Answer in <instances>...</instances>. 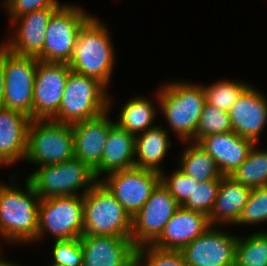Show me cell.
I'll list each match as a JSON object with an SVG mask.
<instances>
[{
	"instance_id": "obj_32",
	"label": "cell",
	"mask_w": 267,
	"mask_h": 266,
	"mask_svg": "<svg viewBox=\"0 0 267 266\" xmlns=\"http://www.w3.org/2000/svg\"><path fill=\"white\" fill-rule=\"evenodd\" d=\"M221 178L194 183L192 196L182 205L184 209L209 216L218 194Z\"/></svg>"
},
{
	"instance_id": "obj_1",
	"label": "cell",
	"mask_w": 267,
	"mask_h": 266,
	"mask_svg": "<svg viewBox=\"0 0 267 266\" xmlns=\"http://www.w3.org/2000/svg\"><path fill=\"white\" fill-rule=\"evenodd\" d=\"M25 188L0 182V238L9 244L36 241L40 197L26 179Z\"/></svg>"
},
{
	"instance_id": "obj_33",
	"label": "cell",
	"mask_w": 267,
	"mask_h": 266,
	"mask_svg": "<svg viewBox=\"0 0 267 266\" xmlns=\"http://www.w3.org/2000/svg\"><path fill=\"white\" fill-rule=\"evenodd\" d=\"M267 222V186L251 189L247 203L236 222L238 225Z\"/></svg>"
},
{
	"instance_id": "obj_21",
	"label": "cell",
	"mask_w": 267,
	"mask_h": 266,
	"mask_svg": "<svg viewBox=\"0 0 267 266\" xmlns=\"http://www.w3.org/2000/svg\"><path fill=\"white\" fill-rule=\"evenodd\" d=\"M31 121L24 113L3 108L0 110V165H13L27 152V131Z\"/></svg>"
},
{
	"instance_id": "obj_9",
	"label": "cell",
	"mask_w": 267,
	"mask_h": 266,
	"mask_svg": "<svg viewBox=\"0 0 267 266\" xmlns=\"http://www.w3.org/2000/svg\"><path fill=\"white\" fill-rule=\"evenodd\" d=\"M83 196H61L40 199L36 241L45 233L55 240L76 239L83 232Z\"/></svg>"
},
{
	"instance_id": "obj_22",
	"label": "cell",
	"mask_w": 267,
	"mask_h": 266,
	"mask_svg": "<svg viewBox=\"0 0 267 266\" xmlns=\"http://www.w3.org/2000/svg\"><path fill=\"white\" fill-rule=\"evenodd\" d=\"M135 135L116 123L109 129L107 142L100 165L94 170L99 180L101 174L132 168L135 166ZM100 177V178H99Z\"/></svg>"
},
{
	"instance_id": "obj_34",
	"label": "cell",
	"mask_w": 267,
	"mask_h": 266,
	"mask_svg": "<svg viewBox=\"0 0 267 266\" xmlns=\"http://www.w3.org/2000/svg\"><path fill=\"white\" fill-rule=\"evenodd\" d=\"M160 182L176 199V202L180 206L192 196L194 183H198V181H195L191 176L183 173L179 168L174 170L171 176H167L164 171L161 172Z\"/></svg>"
},
{
	"instance_id": "obj_38",
	"label": "cell",
	"mask_w": 267,
	"mask_h": 266,
	"mask_svg": "<svg viewBox=\"0 0 267 266\" xmlns=\"http://www.w3.org/2000/svg\"><path fill=\"white\" fill-rule=\"evenodd\" d=\"M0 266H19V264L15 262L12 263L8 259H1L0 257Z\"/></svg>"
},
{
	"instance_id": "obj_36",
	"label": "cell",
	"mask_w": 267,
	"mask_h": 266,
	"mask_svg": "<svg viewBox=\"0 0 267 266\" xmlns=\"http://www.w3.org/2000/svg\"><path fill=\"white\" fill-rule=\"evenodd\" d=\"M4 10L9 15L10 21L18 16L31 13L35 10L43 8H60L61 4L58 0H3Z\"/></svg>"
},
{
	"instance_id": "obj_37",
	"label": "cell",
	"mask_w": 267,
	"mask_h": 266,
	"mask_svg": "<svg viewBox=\"0 0 267 266\" xmlns=\"http://www.w3.org/2000/svg\"><path fill=\"white\" fill-rule=\"evenodd\" d=\"M4 68H3V45H0V110L5 108L4 101Z\"/></svg>"
},
{
	"instance_id": "obj_12",
	"label": "cell",
	"mask_w": 267,
	"mask_h": 266,
	"mask_svg": "<svg viewBox=\"0 0 267 266\" xmlns=\"http://www.w3.org/2000/svg\"><path fill=\"white\" fill-rule=\"evenodd\" d=\"M180 205L160 182L132 218L131 241L135 247L152 245Z\"/></svg>"
},
{
	"instance_id": "obj_29",
	"label": "cell",
	"mask_w": 267,
	"mask_h": 266,
	"mask_svg": "<svg viewBox=\"0 0 267 266\" xmlns=\"http://www.w3.org/2000/svg\"><path fill=\"white\" fill-rule=\"evenodd\" d=\"M245 81L221 80L211 85H203L206 102L221 110L229 111L242 92L249 86Z\"/></svg>"
},
{
	"instance_id": "obj_16",
	"label": "cell",
	"mask_w": 267,
	"mask_h": 266,
	"mask_svg": "<svg viewBox=\"0 0 267 266\" xmlns=\"http://www.w3.org/2000/svg\"><path fill=\"white\" fill-rule=\"evenodd\" d=\"M83 266H133L136 247L129 238L82 235Z\"/></svg>"
},
{
	"instance_id": "obj_6",
	"label": "cell",
	"mask_w": 267,
	"mask_h": 266,
	"mask_svg": "<svg viewBox=\"0 0 267 266\" xmlns=\"http://www.w3.org/2000/svg\"><path fill=\"white\" fill-rule=\"evenodd\" d=\"M26 179L40 199L84 196L99 181L94 171L75 157L59 164L36 168Z\"/></svg>"
},
{
	"instance_id": "obj_24",
	"label": "cell",
	"mask_w": 267,
	"mask_h": 266,
	"mask_svg": "<svg viewBox=\"0 0 267 266\" xmlns=\"http://www.w3.org/2000/svg\"><path fill=\"white\" fill-rule=\"evenodd\" d=\"M156 125L135 136V166L163 172L160 165L171 147L168 130Z\"/></svg>"
},
{
	"instance_id": "obj_35",
	"label": "cell",
	"mask_w": 267,
	"mask_h": 266,
	"mask_svg": "<svg viewBox=\"0 0 267 266\" xmlns=\"http://www.w3.org/2000/svg\"><path fill=\"white\" fill-rule=\"evenodd\" d=\"M52 264L57 266H83L80 238L55 240Z\"/></svg>"
},
{
	"instance_id": "obj_7",
	"label": "cell",
	"mask_w": 267,
	"mask_h": 266,
	"mask_svg": "<svg viewBox=\"0 0 267 266\" xmlns=\"http://www.w3.org/2000/svg\"><path fill=\"white\" fill-rule=\"evenodd\" d=\"M74 157L72 125L52 120L30 121L24 161L41 167L59 164Z\"/></svg>"
},
{
	"instance_id": "obj_18",
	"label": "cell",
	"mask_w": 267,
	"mask_h": 266,
	"mask_svg": "<svg viewBox=\"0 0 267 266\" xmlns=\"http://www.w3.org/2000/svg\"><path fill=\"white\" fill-rule=\"evenodd\" d=\"M109 111L96 118L72 124L74 156L93 171L101 163L109 129L115 124L108 118Z\"/></svg>"
},
{
	"instance_id": "obj_4",
	"label": "cell",
	"mask_w": 267,
	"mask_h": 266,
	"mask_svg": "<svg viewBox=\"0 0 267 266\" xmlns=\"http://www.w3.org/2000/svg\"><path fill=\"white\" fill-rule=\"evenodd\" d=\"M107 87L99 80L71 71L67 78L58 113L52 121L74 124L110 110Z\"/></svg>"
},
{
	"instance_id": "obj_8",
	"label": "cell",
	"mask_w": 267,
	"mask_h": 266,
	"mask_svg": "<svg viewBox=\"0 0 267 266\" xmlns=\"http://www.w3.org/2000/svg\"><path fill=\"white\" fill-rule=\"evenodd\" d=\"M78 5L65 4L50 17L42 50V61L69 63L72 58L77 34L92 17Z\"/></svg>"
},
{
	"instance_id": "obj_23",
	"label": "cell",
	"mask_w": 267,
	"mask_h": 266,
	"mask_svg": "<svg viewBox=\"0 0 267 266\" xmlns=\"http://www.w3.org/2000/svg\"><path fill=\"white\" fill-rule=\"evenodd\" d=\"M251 189L235 182L230 176L221 178L217 197L208 216L211 226L235 224L248 201Z\"/></svg>"
},
{
	"instance_id": "obj_11",
	"label": "cell",
	"mask_w": 267,
	"mask_h": 266,
	"mask_svg": "<svg viewBox=\"0 0 267 266\" xmlns=\"http://www.w3.org/2000/svg\"><path fill=\"white\" fill-rule=\"evenodd\" d=\"M100 181L133 218L160 183V173L136 166L111 172Z\"/></svg>"
},
{
	"instance_id": "obj_3",
	"label": "cell",
	"mask_w": 267,
	"mask_h": 266,
	"mask_svg": "<svg viewBox=\"0 0 267 266\" xmlns=\"http://www.w3.org/2000/svg\"><path fill=\"white\" fill-rule=\"evenodd\" d=\"M160 87L156 93L159 111L179 139L190 142L195 137L206 102L203 85L179 80Z\"/></svg>"
},
{
	"instance_id": "obj_26",
	"label": "cell",
	"mask_w": 267,
	"mask_h": 266,
	"mask_svg": "<svg viewBox=\"0 0 267 266\" xmlns=\"http://www.w3.org/2000/svg\"><path fill=\"white\" fill-rule=\"evenodd\" d=\"M186 143L182 156L180 157L179 169L191 176L195 181L205 182L217 178H222L223 175L217 168L214 159L203 150L197 143Z\"/></svg>"
},
{
	"instance_id": "obj_10",
	"label": "cell",
	"mask_w": 267,
	"mask_h": 266,
	"mask_svg": "<svg viewBox=\"0 0 267 266\" xmlns=\"http://www.w3.org/2000/svg\"><path fill=\"white\" fill-rule=\"evenodd\" d=\"M35 57L17 55L3 46L5 108L24 113L33 120Z\"/></svg>"
},
{
	"instance_id": "obj_19",
	"label": "cell",
	"mask_w": 267,
	"mask_h": 266,
	"mask_svg": "<svg viewBox=\"0 0 267 266\" xmlns=\"http://www.w3.org/2000/svg\"><path fill=\"white\" fill-rule=\"evenodd\" d=\"M211 227L207 215L180 206L152 246L160 250L181 251Z\"/></svg>"
},
{
	"instance_id": "obj_14",
	"label": "cell",
	"mask_w": 267,
	"mask_h": 266,
	"mask_svg": "<svg viewBox=\"0 0 267 266\" xmlns=\"http://www.w3.org/2000/svg\"><path fill=\"white\" fill-rule=\"evenodd\" d=\"M237 237L212 226L181 250L185 263L187 266H235Z\"/></svg>"
},
{
	"instance_id": "obj_17",
	"label": "cell",
	"mask_w": 267,
	"mask_h": 266,
	"mask_svg": "<svg viewBox=\"0 0 267 266\" xmlns=\"http://www.w3.org/2000/svg\"><path fill=\"white\" fill-rule=\"evenodd\" d=\"M249 85L228 111L232 131L258 144L267 123V97Z\"/></svg>"
},
{
	"instance_id": "obj_28",
	"label": "cell",
	"mask_w": 267,
	"mask_h": 266,
	"mask_svg": "<svg viewBox=\"0 0 267 266\" xmlns=\"http://www.w3.org/2000/svg\"><path fill=\"white\" fill-rule=\"evenodd\" d=\"M235 266H267V232L237 237Z\"/></svg>"
},
{
	"instance_id": "obj_13",
	"label": "cell",
	"mask_w": 267,
	"mask_h": 266,
	"mask_svg": "<svg viewBox=\"0 0 267 266\" xmlns=\"http://www.w3.org/2000/svg\"><path fill=\"white\" fill-rule=\"evenodd\" d=\"M71 69L68 63L38 61L33 91V120H51L59 111Z\"/></svg>"
},
{
	"instance_id": "obj_15",
	"label": "cell",
	"mask_w": 267,
	"mask_h": 266,
	"mask_svg": "<svg viewBox=\"0 0 267 266\" xmlns=\"http://www.w3.org/2000/svg\"><path fill=\"white\" fill-rule=\"evenodd\" d=\"M57 9L43 8L14 18L11 23L16 26L15 34L1 44L17 55L35 57L42 61L46 28Z\"/></svg>"
},
{
	"instance_id": "obj_5",
	"label": "cell",
	"mask_w": 267,
	"mask_h": 266,
	"mask_svg": "<svg viewBox=\"0 0 267 266\" xmlns=\"http://www.w3.org/2000/svg\"><path fill=\"white\" fill-rule=\"evenodd\" d=\"M83 213L82 235L131 239V216L100 180L83 196Z\"/></svg>"
},
{
	"instance_id": "obj_20",
	"label": "cell",
	"mask_w": 267,
	"mask_h": 266,
	"mask_svg": "<svg viewBox=\"0 0 267 266\" xmlns=\"http://www.w3.org/2000/svg\"><path fill=\"white\" fill-rule=\"evenodd\" d=\"M197 144L214 159L223 176H230L246 160L255 145L252 140L234 131L203 137Z\"/></svg>"
},
{
	"instance_id": "obj_31",
	"label": "cell",
	"mask_w": 267,
	"mask_h": 266,
	"mask_svg": "<svg viewBox=\"0 0 267 266\" xmlns=\"http://www.w3.org/2000/svg\"><path fill=\"white\" fill-rule=\"evenodd\" d=\"M136 266H187L181 251L160 250L152 245L135 250Z\"/></svg>"
},
{
	"instance_id": "obj_2",
	"label": "cell",
	"mask_w": 267,
	"mask_h": 266,
	"mask_svg": "<svg viewBox=\"0 0 267 266\" xmlns=\"http://www.w3.org/2000/svg\"><path fill=\"white\" fill-rule=\"evenodd\" d=\"M114 51L107 26L92 16L77 34L68 65L71 71L95 78L108 87L115 64Z\"/></svg>"
},
{
	"instance_id": "obj_25",
	"label": "cell",
	"mask_w": 267,
	"mask_h": 266,
	"mask_svg": "<svg viewBox=\"0 0 267 266\" xmlns=\"http://www.w3.org/2000/svg\"><path fill=\"white\" fill-rule=\"evenodd\" d=\"M156 106L147 97H134L126 102L120 109L119 120L115 123L130 134L138 135L153 125L156 118Z\"/></svg>"
},
{
	"instance_id": "obj_30",
	"label": "cell",
	"mask_w": 267,
	"mask_h": 266,
	"mask_svg": "<svg viewBox=\"0 0 267 266\" xmlns=\"http://www.w3.org/2000/svg\"><path fill=\"white\" fill-rule=\"evenodd\" d=\"M231 131L232 124L228 111L205 102L195 137L190 142L197 143L203 137Z\"/></svg>"
},
{
	"instance_id": "obj_27",
	"label": "cell",
	"mask_w": 267,
	"mask_h": 266,
	"mask_svg": "<svg viewBox=\"0 0 267 266\" xmlns=\"http://www.w3.org/2000/svg\"><path fill=\"white\" fill-rule=\"evenodd\" d=\"M250 150L246 160L230 175L237 183L250 189L267 186V150Z\"/></svg>"
}]
</instances>
